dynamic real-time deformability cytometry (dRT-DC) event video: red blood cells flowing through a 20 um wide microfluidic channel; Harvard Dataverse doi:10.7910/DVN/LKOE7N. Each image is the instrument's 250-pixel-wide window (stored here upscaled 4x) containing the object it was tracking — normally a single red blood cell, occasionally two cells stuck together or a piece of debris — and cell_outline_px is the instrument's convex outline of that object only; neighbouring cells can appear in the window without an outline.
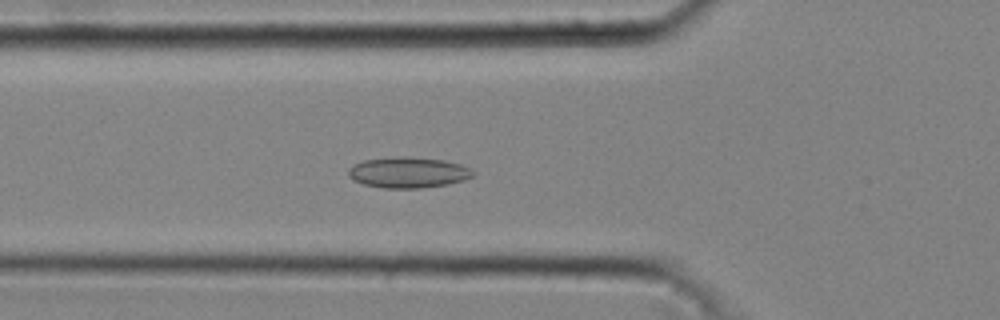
{"species": "common noctule bat (a hibernating species)", "species_latin": "Nyctalus noctula", "temperature_condition": "cold", "stored_images_in_passage": 40, "camera_frame_rate_fps": 3000, "um_per_image_px": 0.085, "animal": {"sex": "male", "body_mass_g": 20.4}, "frame": {"image": 1, "passage_image": 12, "time_ms": 3.667, "image_size_px": [1000, 320], "cell_outline_px": [[476, 172], [472, 176], [464, 180], [448, 184], [420, 188], [380, 188], [364, 184], [352, 180], [348, 176], [348, 168], [364, 160], [400, 156], [408, 156], [444, 160], [460, 164]], "centroid_in_image_um": [34.68, 14.66], "position_along_channel_um": 91.1, "area_um2": 22.43}}
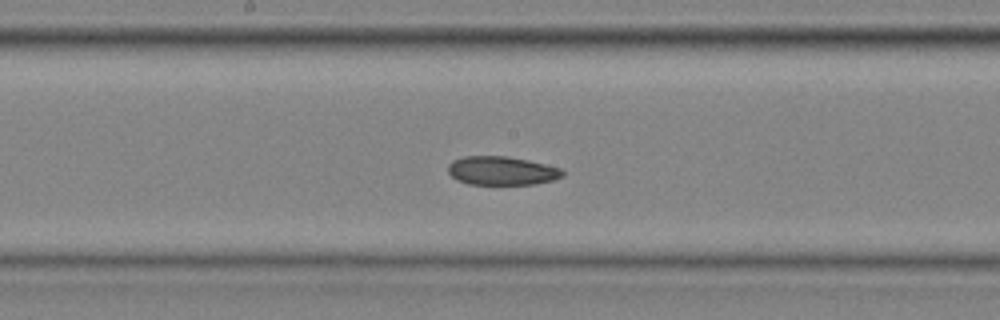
{"frame": {"image": 2, "passage_image": 20, "time_ms": 6.333, "image_size_px": [1000, 320], "cell_outline_px": [[564, 176], [552, 180], [536, 184], [468, 184], [456, 180], [448, 172], [448, 164], [452, 160], [464, 156], [508, 156], [528, 160], [560, 168], [564, 172]], "centroid_in_image_um": [42.62, 14.51], "position_along_channel_um": 205.6, "area_um2": 19.19}}
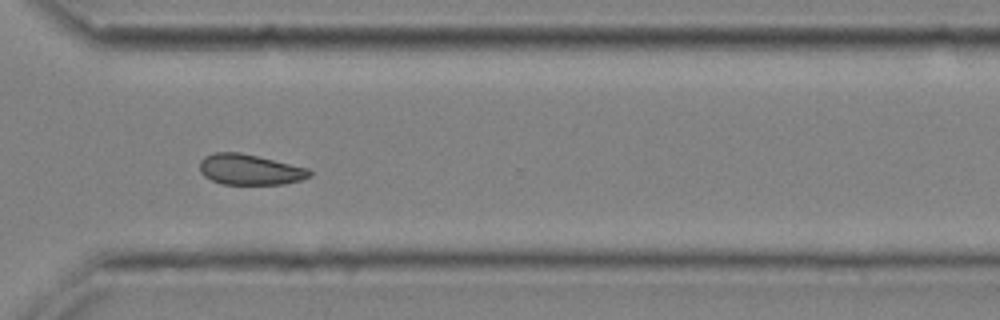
{"frame": {"image": 3, "passage_image": 30, "time_ms": 9.667, "image_size_px": [1000, 320], "cell_outline_px": [[312, 176], [300, 180], [284, 184], [220, 184], [204, 176], [200, 172], [200, 160], [204, 156], [216, 152], [240, 152], [308, 168], [312, 172]], "centroid_in_image_um": [21.22, 14.41], "position_along_channel_um": 349.4, "area_um2": 19.59}, "authors_computed_cell_mechanics": {"area_um2": 20.1144, "velocity_mm_per_s": 4.2873, "shape_relaxation_time_tau1_ms": null, "shape_relaxation_time_tau2_ms": 7.4295, "deformation_change_tau1": null, "deformation_change_tau2": 0.1202}}